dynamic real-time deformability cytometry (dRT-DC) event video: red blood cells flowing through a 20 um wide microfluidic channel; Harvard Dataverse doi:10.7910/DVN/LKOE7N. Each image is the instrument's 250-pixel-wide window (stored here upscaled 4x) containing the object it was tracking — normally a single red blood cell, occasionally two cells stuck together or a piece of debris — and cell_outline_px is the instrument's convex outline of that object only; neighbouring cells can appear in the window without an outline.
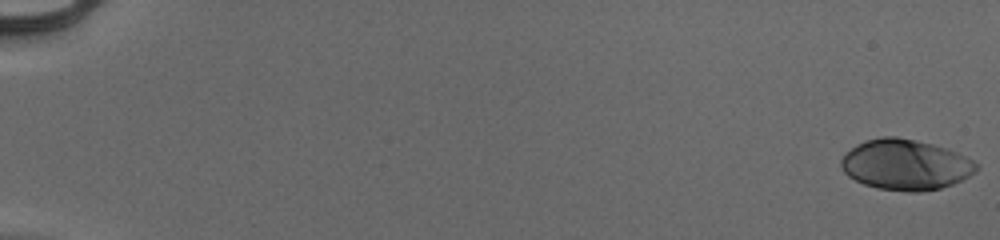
{"species": "human", "species_latin": "Homo sapiens", "temperature_condition": "cold", "stored_images_in_passage": 55, "camera_frame_rate_fps": 3000, "um_per_image_px": 0.085, "donor": {"sex": "male"}, "frame": {"image": 1, "passage_image": 1, "time_ms": 0.0, "image_size_px": [1000, 240], "cell_outline_px": [[980, 168], [976, 172], [952, 184], [940, 188], [920, 192], [908, 192], [876, 188], [864, 184], [848, 176], [844, 172], [840, 164], [840, 160], [856, 144], [880, 136], [896, 136], [916, 140], [932, 144], [956, 152], [980, 164]], "centroid_in_image_um": [76.97, 14.0], "position_along_channel_um": 8.0, "area_um2": 39.77}}
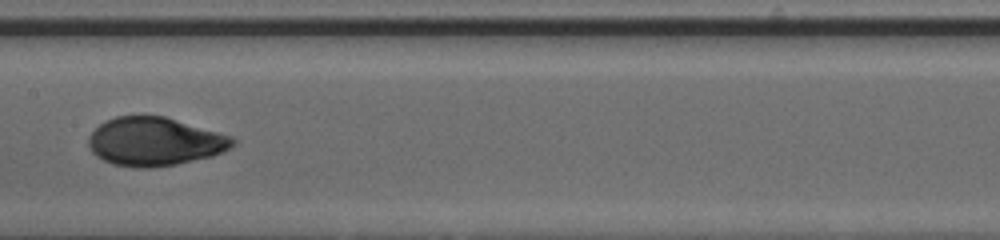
{"frame": {"image": 2, "passage_image": 31, "time_ms": 10.0, "image_size_px": [1000, 240], "cell_outline_px": [[236, 144], [224, 152], [212, 156], [176, 164], [148, 168], [136, 168], [112, 164], [96, 156], [92, 152], [88, 144], [88, 136], [104, 120], [116, 116], [164, 116], [232, 136], [236, 140]], "centroid_in_image_um": [13.15, 12.04], "position_along_channel_um": 194.3, "area_um2": 40.81}}
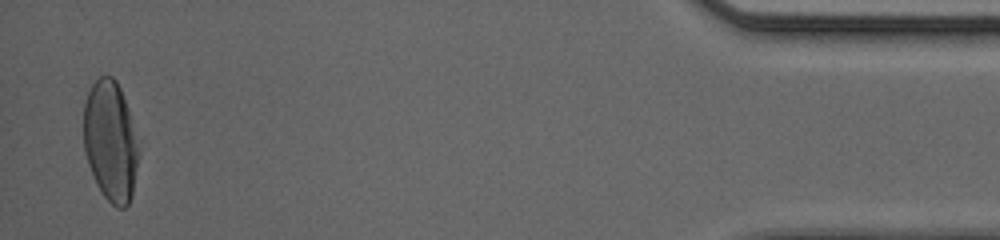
{"frame": {"image": 3, "passage_image": 54, "time_ms": 17.667, "image_size_px": [1000, 240], "cell_outline_px": [[140, 140], [132, 196], [128, 204], [124, 208], [116, 208], [104, 196], [96, 184], [88, 164], [84, 148], [84, 104], [88, 92], [92, 84], [100, 76], [112, 76], [116, 80], [120, 88], [128, 108]], "centroid_in_image_um": [9.41, 11.99], "position_along_channel_um": 425.8, "area_um2": 38.84}, "authors_computed_cell_mechanics": {"area_um2": 39.6508, "velocity_mm_per_s": 3.9582, "shape_relaxation_time_tau1_ms": 4.5872, "shape_relaxation_time_tau2_ms": 0.7506, "deformation_change_tau1": 0.1879, "deformation_change_tau2": 0.044}}